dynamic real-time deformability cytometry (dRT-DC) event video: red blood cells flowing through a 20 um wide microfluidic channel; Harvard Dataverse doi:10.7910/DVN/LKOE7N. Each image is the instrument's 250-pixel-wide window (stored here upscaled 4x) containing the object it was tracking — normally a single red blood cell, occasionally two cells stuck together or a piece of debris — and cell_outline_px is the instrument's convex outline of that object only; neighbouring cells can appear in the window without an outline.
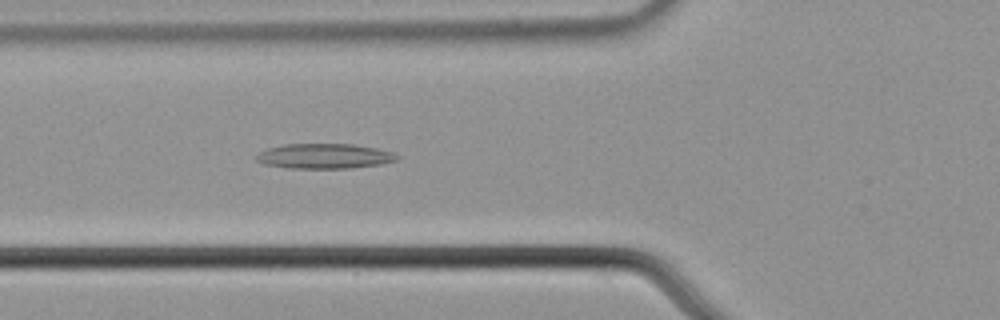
{"species": "common noctule bat (a hibernating species)", "species_latin": "Nyctalus noctula", "temperature_condition": "cold", "stored_images_in_passage": 37, "camera_frame_rate_fps": 3000, "um_per_image_px": 0.085, "animal": {"sex": "male", "body_mass_g": 21.5, "forearm_length_mm": 52.0}, "frame": {"image": 1, "passage_image": 8, "time_ms": 2.333, "image_size_px": [1000, 320], "cell_outline_px": [[400, 156], [396, 160], [380, 164], [352, 168], [288, 168], [264, 164], [256, 160], [256, 156], [260, 152], [268, 148], [284, 144], [352, 144], [376, 148], [392, 152]], "centroid_in_image_um": [27.57, 13.27], "position_along_channel_um": 98.2, "area_um2": 20.4}}
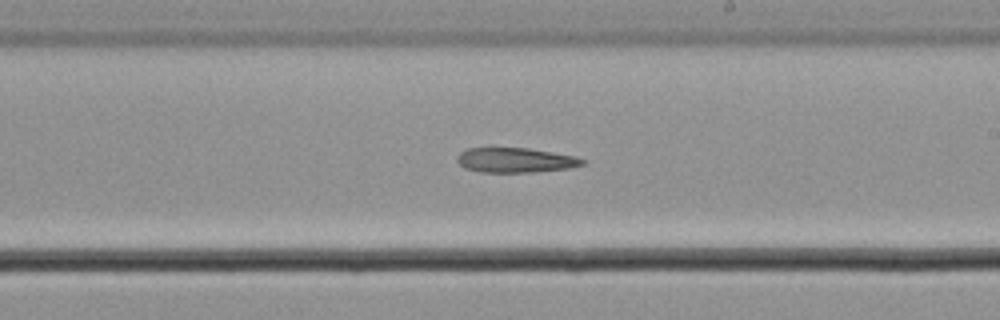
{"frame": {"image": 2, "passage_image": 20, "time_ms": 6.333, "image_size_px": [1000, 320], "cell_outline_px": [[584, 164], [568, 168], [532, 172], [480, 172], [464, 168], [456, 160], [456, 156], [460, 152], [468, 148], [528, 148], [576, 156], [584, 160]], "centroid_in_image_um": [43.77, 13.61], "position_along_channel_um": 245.2, "area_um2": 18.03}}
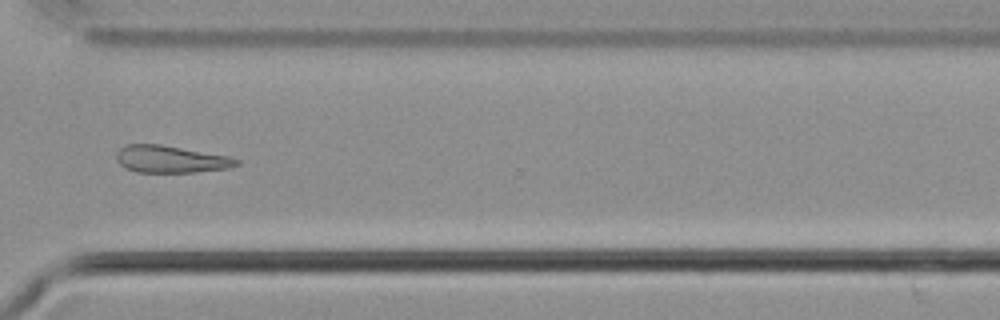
{"frame": {"image": 3, "passage_image": 29, "time_ms": 9.333, "image_size_px": [1000, 320], "cell_outline_px": [[240, 164], [228, 168], [192, 172], [136, 172], [124, 168], [116, 160], [116, 152], [120, 148], [128, 144], [160, 144], [228, 156], [240, 160]], "centroid_in_image_um": [14.48, 13.53], "position_along_channel_um": 356.1, "area_um2": 18.96}}